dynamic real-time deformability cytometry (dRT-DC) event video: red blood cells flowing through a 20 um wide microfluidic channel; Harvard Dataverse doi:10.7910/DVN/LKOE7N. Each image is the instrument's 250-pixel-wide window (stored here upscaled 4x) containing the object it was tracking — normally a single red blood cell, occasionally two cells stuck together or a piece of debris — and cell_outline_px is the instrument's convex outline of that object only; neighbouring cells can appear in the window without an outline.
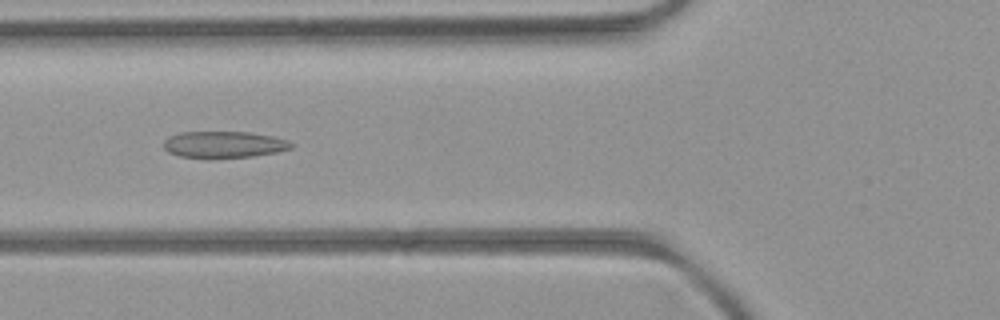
{"species": "common noctule bat (a hibernating species)", "species_latin": "Nyctalus noctula", "temperature_condition": "room temperature", "stored_images_in_passage": 52, "camera_frame_rate_fps": 3000, "um_per_image_px": 0.085, "animal": {"sex": "female", "body_mass_g": 21.9}, "frame": {"image": 1, "passage_image": 20, "time_ms": 6.333, "image_size_px": [1000, 320], "cell_outline_px": [[296, 144], [292, 148], [276, 152], [252, 156], [212, 160], [208, 160], [180, 156], [168, 152], [164, 148], [164, 140], [168, 136], [180, 132], [248, 132], [276, 136], [288, 140]], "centroid_in_image_um": [19.04, 12.31], "position_along_channel_um": 106.8, "area_um2": 20.46}}
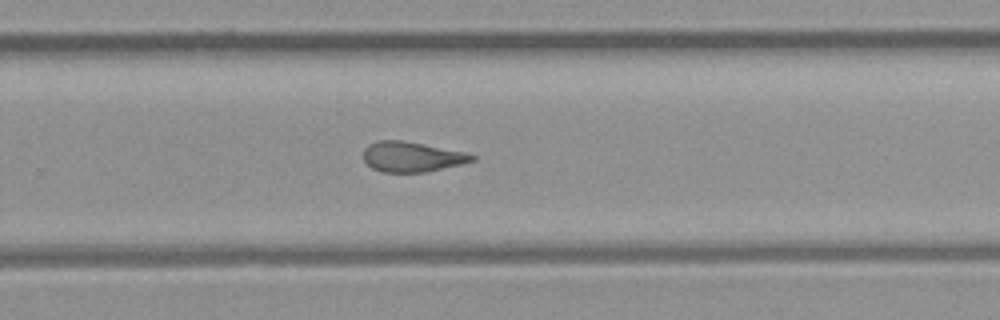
{"frame": {"image": 2, "passage_image": 34, "time_ms": 11.0, "image_size_px": [1000, 320], "cell_outline_px": [[476, 160], [428, 172], [380, 172], [372, 168], [364, 160], [364, 148], [368, 144], [376, 140], [400, 140], [464, 152], [476, 156]], "centroid_in_image_um": [34.97, 13.33], "position_along_channel_um": 294.8, "area_um2": 18.96}}
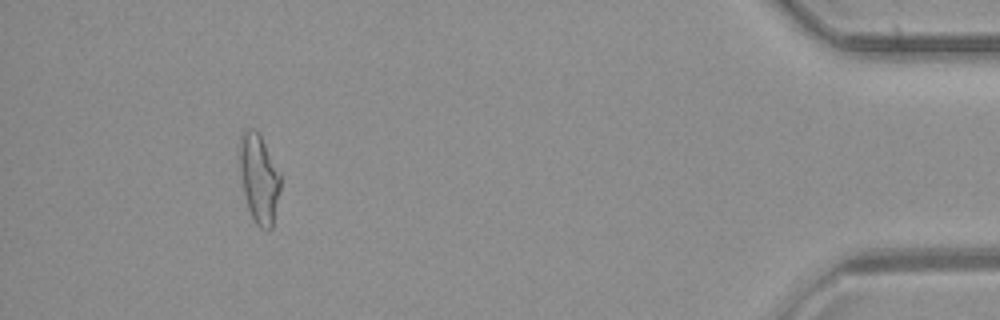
{"frame": {"image": 3, "passage_image": 48, "time_ms": 15.667, "image_size_px": [1000, 320], "cell_outline_px": [[280, 188], [272, 228], [268, 232], [260, 228], [256, 224], [248, 208], [244, 192], [240, 172], [240, 136], [244, 132], [252, 128], [260, 132], [280, 172]], "centroid_in_image_um": [22.03, 15.17], "position_along_channel_um": 413.2, "area_um2": 21.15}, "authors_computed_cell_mechanics": {"area_um2": 20.5768, "velocity_mm_per_s": 4.0287, "shape_relaxation_time_tau1_ms": null, "shape_relaxation_time_tau2_ms": 2.071, "deformation_change_tau1": null, "deformation_change_tau2": 0.0987}}